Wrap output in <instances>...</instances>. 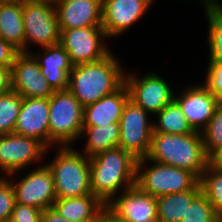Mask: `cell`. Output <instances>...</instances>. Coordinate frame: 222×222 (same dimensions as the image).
Listing matches in <instances>:
<instances>
[{
	"label": "cell",
	"instance_id": "e575fe53",
	"mask_svg": "<svg viewBox=\"0 0 222 222\" xmlns=\"http://www.w3.org/2000/svg\"><path fill=\"white\" fill-rule=\"evenodd\" d=\"M12 66H0V95L12 91Z\"/></svg>",
	"mask_w": 222,
	"mask_h": 222
},
{
	"label": "cell",
	"instance_id": "ac0fdd59",
	"mask_svg": "<svg viewBox=\"0 0 222 222\" xmlns=\"http://www.w3.org/2000/svg\"><path fill=\"white\" fill-rule=\"evenodd\" d=\"M55 7L60 30L102 25V0H58Z\"/></svg>",
	"mask_w": 222,
	"mask_h": 222
},
{
	"label": "cell",
	"instance_id": "2e32d148",
	"mask_svg": "<svg viewBox=\"0 0 222 222\" xmlns=\"http://www.w3.org/2000/svg\"><path fill=\"white\" fill-rule=\"evenodd\" d=\"M13 133L36 138L49 148V98L22 97Z\"/></svg>",
	"mask_w": 222,
	"mask_h": 222
},
{
	"label": "cell",
	"instance_id": "4dcf8cb0",
	"mask_svg": "<svg viewBox=\"0 0 222 222\" xmlns=\"http://www.w3.org/2000/svg\"><path fill=\"white\" fill-rule=\"evenodd\" d=\"M12 182L7 176L0 177V222H9L16 202Z\"/></svg>",
	"mask_w": 222,
	"mask_h": 222
},
{
	"label": "cell",
	"instance_id": "83f0119b",
	"mask_svg": "<svg viewBox=\"0 0 222 222\" xmlns=\"http://www.w3.org/2000/svg\"><path fill=\"white\" fill-rule=\"evenodd\" d=\"M21 104L22 96L13 90L0 95V135L13 133Z\"/></svg>",
	"mask_w": 222,
	"mask_h": 222
},
{
	"label": "cell",
	"instance_id": "6da1fadb",
	"mask_svg": "<svg viewBox=\"0 0 222 222\" xmlns=\"http://www.w3.org/2000/svg\"><path fill=\"white\" fill-rule=\"evenodd\" d=\"M122 69L112 53L96 62L74 65L67 89L85 107L113 94L125 84Z\"/></svg>",
	"mask_w": 222,
	"mask_h": 222
},
{
	"label": "cell",
	"instance_id": "1f68e13d",
	"mask_svg": "<svg viewBox=\"0 0 222 222\" xmlns=\"http://www.w3.org/2000/svg\"><path fill=\"white\" fill-rule=\"evenodd\" d=\"M204 85L213 93L219 103H222V63L209 62Z\"/></svg>",
	"mask_w": 222,
	"mask_h": 222
},
{
	"label": "cell",
	"instance_id": "9a60e30c",
	"mask_svg": "<svg viewBox=\"0 0 222 222\" xmlns=\"http://www.w3.org/2000/svg\"><path fill=\"white\" fill-rule=\"evenodd\" d=\"M113 198L106 207L119 219L127 222H143L147 219H158L157 198L142 191L134 185Z\"/></svg>",
	"mask_w": 222,
	"mask_h": 222
},
{
	"label": "cell",
	"instance_id": "30bf717a",
	"mask_svg": "<svg viewBox=\"0 0 222 222\" xmlns=\"http://www.w3.org/2000/svg\"><path fill=\"white\" fill-rule=\"evenodd\" d=\"M48 148L38 139L15 133L0 135V169L7 176L41 160Z\"/></svg>",
	"mask_w": 222,
	"mask_h": 222
},
{
	"label": "cell",
	"instance_id": "cb8c5ba5",
	"mask_svg": "<svg viewBox=\"0 0 222 222\" xmlns=\"http://www.w3.org/2000/svg\"><path fill=\"white\" fill-rule=\"evenodd\" d=\"M87 135L84 154L91 158L106 150L118 147L120 123L104 126H83L81 137Z\"/></svg>",
	"mask_w": 222,
	"mask_h": 222
},
{
	"label": "cell",
	"instance_id": "e0dca14e",
	"mask_svg": "<svg viewBox=\"0 0 222 222\" xmlns=\"http://www.w3.org/2000/svg\"><path fill=\"white\" fill-rule=\"evenodd\" d=\"M188 123L201 132L208 124L216 107L220 104L204 84L189 87L180 96L174 95Z\"/></svg>",
	"mask_w": 222,
	"mask_h": 222
},
{
	"label": "cell",
	"instance_id": "4316f807",
	"mask_svg": "<svg viewBox=\"0 0 222 222\" xmlns=\"http://www.w3.org/2000/svg\"><path fill=\"white\" fill-rule=\"evenodd\" d=\"M209 26V62L222 63V3L206 8Z\"/></svg>",
	"mask_w": 222,
	"mask_h": 222
},
{
	"label": "cell",
	"instance_id": "603a6c76",
	"mask_svg": "<svg viewBox=\"0 0 222 222\" xmlns=\"http://www.w3.org/2000/svg\"><path fill=\"white\" fill-rule=\"evenodd\" d=\"M202 192L200 182L191 190L157 197L159 222H181L192 201Z\"/></svg>",
	"mask_w": 222,
	"mask_h": 222
},
{
	"label": "cell",
	"instance_id": "7c38bea8",
	"mask_svg": "<svg viewBox=\"0 0 222 222\" xmlns=\"http://www.w3.org/2000/svg\"><path fill=\"white\" fill-rule=\"evenodd\" d=\"M16 203L44 210L56 200L53 175L45 164L28 173L22 180L12 183Z\"/></svg>",
	"mask_w": 222,
	"mask_h": 222
},
{
	"label": "cell",
	"instance_id": "d590c367",
	"mask_svg": "<svg viewBox=\"0 0 222 222\" xmlns=\"http://www.w3.org/2000/svg\"><path fill=\"white\" fill-rule=\"evenodd\" d=\"M42 222H72L62 217L53 207L42 210Z\"/></svg>",
	"mask_w": 222,
	"mask_h": 222
},
{
	"label": "cell",
	"instance_id": "484cf974",
	"mask_svg": "<svg viewBox=\"0 0 222 222\" xmlns=\"http://www.w3.org/2000/svg\"><path fill=\"white\" fill-rule=\"evenodd\" d=\"M202 193L212 204L218 219H222V168L207 165L199 179Z\"/></svg>",
	"mask_w": 222,
	"mask_h": 222
},
{
	"label": "cell",
	"instance_id": "d4e9b609",
	"mask_svg": "<svg viewBox=\"0 0 222 222\" xmlns=\"http://www.w3.org/2000/svg\"><path fill=\"white\" fill-rule=\"evenodd\" d=\"M156 115L158 123H153L154 133L186 135L195 132L174 99Z\"/></svg>",
	"mask_w": 222,
	"mask_h": 222
},
{
	"label": "cell",
	"instance_id": "7402d4cb",
	"mask_svg": "<svg viewBox=\"0 0 222 222\" xmlns=\"http://www.w3.org/2000/svg\"><path fill=\"white\" fill-rule=\"evenodd\" d=\"M22 0L0 4V38L24 52Z\"/></svg>",
	"mask_w": 222,
	"mask_h": 222
},
{
	"label": "cell",
	"instance_id": "8fae6325",
	"mask_svg": "<svg viewBox=\"0 0 222 222\" xmlns=\"http://www.w3.org/2000/svg\"><path fill=\"white\" fill-rule=\"evenodd\" d=\"M130 100L148 113L156 115L174 99V93L168 83L156 73L137 78L134 74H125Z\"/></svg>",
	"mask_w": 222,
	"mask_h": 222
},
{
	"label": "cell",
	"instance_id": "b9f144b4",
	"mask_svg": "<svg viewBox=\"0 0 222 222\" xmlns=\"http://www.w3.org/2000/svg\"><path fill=\"white\" fill-rule=\"evenodd\" d=\"M143 222H159L158 219H147V220H144Z\"/></svg>",
	"mask_w": 222,
	"mask_h": 222
},
{
	"label": "cell",
	"instance_id": "ffe728a7",
	"mask_svg": "<svg viewBox=\"0 0 222 222\" xmlns=\"http://www.w3.org/2000/svg\"><path fill=\"white\" fill-rule=\"evenodd\" d=\"M129 99V92L124 84L113 94L86 105L83 107V126H104L120 123L124 106Z\"/></svg>",
	"mask_w": 222,
	"mask_h": 222
},
{
	"label": "cell",
	"instance_id": "60d3db41",
	"mask_svg": "<svg viewBox=\"0 0 222 222\" xmlns=\"http://www.w3.org/2000/svg\"><path fill=\"white\" fill-rule=\"evenodd\" d=\"M18 0H0V4H6V3H11V2H15Z\"/></svg>",
	"mask_w": 222,
	"mask_h": 222
},
{
	"label": "cell",
	"instance_id": "9c48e42d",
	"mask_svg": "<svg viewBox=\"0 0 222 222\" xmlns=\"http://www.w3.org/2000/svg\"><path fill=\"white\" fill-rule=\"evenodd\" d=\"M105 38L107 35L101 26H90L60 30L59 43L69 54L71 63L78 65L96 62L108 56L110 50L102 43Z\"/></svg>",
	"mask_w": 222,
	"mask_h": 222
},
{
	"label": "cell",
	"instance_id": "7a4b0ae2",
	"mask_svg": "<svg viewBox=\"0 0 222 222\" xmlns=\"http://www.w3.org/2000/svg\"><path fill=\"white\" fill-rule=\"evenodd\" d=\"M136 163L129 152L112 148L90 158V187L92 194L105 206L122 189L136 183Z\"/></svg>",
	"mask_w": 222,
	"mask_h": 222
},
{
	"label": "cell",
	"instance_id": "f35d334b",
	"mask_svg": "<svg viewBox=\"0 0 222 222\" xmlns=\"http://www.w3.org/2000/svg\"><path fill=\"white\" fill-rule=\"evenodd\" d=\"M204 1V9L209 8L211 6L217 5L221 2H218V0H203Z\"/></svg>",
	"mask_w": 222,
	"mask_h": 222
},
{
	"label": "cell",
	"instance_id": "52a82bcc",
	"mask_svg": "<svg viewBox=\"0 0 222 222\" xmlns=\"http://www.w3.org/2000/svg\"><path fill=\"white\" fill-rule=\"evenodd\" d=\"M22 13L25 53L31 52L27 50L31 43L42 48L59 43L60 28L55 4L22 0Z\"/></svg>",
	"mask_w": 222,
	"mask_h": 222
},
{
	"label": "cell",
	"instance_id": "4fadbf2b",
	"mask_svg": "<svg viewBox=\"0 0 222 222\" xmlns=\"http://www.w3.org/2000/svg\"><path fill=\"white\" fill-rule=\"evenodd\" d=\"M11 68L12 90L22 97L49 98L54 93L31 53L20 52Z\"/></svg>",
	"mask_w": 222,
	"mask_h": 222
},
{
	"label": "cell",
	"instance_id": "277c9868",
	"mask_svg": "<svg viewBox=\"0 0 222 222\" xmlns=\"http://www.w3.org/2000/svg\"><path fill=\"white\" fill-rule=\"evenodd\" d=\"M55 159L46 164L55 184L56 199L92 194L90 187V158L61 146Z\"/></svg>",
	"mask_w": 222,
	"mask_h": 222
},
{
	"label": "cell",
	"instance_id": "44dd1931",
	"mask_svg": "<svg viewBox=\"0 0 222 222\" xmlns=\"http://www.w3.org/2000/svg\"><path fill=\"white\" fill-rule=\"evenodd\" d=\"M52 207L72 222H98L105 205L93 194L73 198L56 199Z\"/></svg>",
	"mask_w": 222,
	"mask_h": 222
},
{
	"label": "cell",
	"instance_id": "ba28073f",
	"mask_svg": "<svg viewBox=\"0 0 222 222\" xmlns=\"http://www.w3.org/2000/svg\"><path fill=\"white\" fill-rule=\"evenodd\" d=\"M147 118V111L130 99L126 102L120 119L118 147L129 152L137 160L145 158L151 146L154 122Z\"/></svg>",
	"mask_w": 222,
	"mask_h": 222
},
{
	"label": "cell",
	"instance_id": "ab89813d",
	"mask_svg": "<svg viewBox=\"0 0 222 222\" xmlns=\"http://www.w3.org/2000/svg\"><path fill=\"white\" fill-rule=\"evenodd\" d=\"M29 1L49 2V3L55 4L58 0H29Z\"/></svg>",
	"mask_w": 222,
	"mask_h": 222
},
{
	"label": "cell",
	"instance_id": "d6986e66",
	"mask_svg": "<svg viewBox=\"0 0 222 222\" xmlns=\"http://www.w3.org/2000/svg\"><path fill=\"white\" fill-rule=\"evenodd\" d=\"M46 52L41 56L30 52L41 68L42 75L54 91L66 90L68 88V79L73 64L71 63L69 54L64 47L58 43L55 45L44 47ZM37 55V56H36Z\"/></svg>",
	"mask_w": 222,
	"mask_h": 222
},
{
	"label": "cell",
	"instance_id": "8d00e7d4",
	"mask_svg": "<svg viewBox=\"0 0 222 222\" xmlns=\"http://www.w3.org/2000/svg\"><path fill=\"white\" fill-rule=\"evenodd\" d=\"M98 222H127L119 219L115 214H113L106 206L101 210Z\"/></svg>",
	"mask_w": 222,
	"mask_h": 222
},
{
	"label": "cell",
	"instance_id": "5b68a950",
	"mask_svg": "<svg viewBox=\"0 0 222 222\" xmlns=\"http://www.w3.org/2000/svg\"><path fill=\"white\" fill-rule=\"evenodd\" d=\"M82 129L83 106L68 89L54 91L49 97V148L52 143L69 146Z\"/></svg>",
	"mask_w": 222,
	"mask_h": 222
},
{
	"label": "cell",
	"instance_id": "f546056e",
	"mask_svg": "<svg viewBox=\"0 0 222 222\" xmlns=\"http://www.w3.org/2000/svg\"><path fill=\"white\" fill-rule=\"evenodd\" d=\"M217 219L212 204L201 192L187 208L181 222H215Z\"/></svg>",
	"mask_w": 222,
	"mask_h": 222
},
{
	"label": "cell",
	"instance_id": "836d02e7",
	"mask_svg": "<svg viewBox=\"0 0 222 222\" xmlns=\"http://www.w3.org/2000/svg\"><path fill=\"white\" fill-rule=\"evenodd\" d=\"M20 51L0 38V66H12Z\"/></svg>",
	"mask_w": 222,
	"mask_h": 222
},
{
	"label": "cell",
	"instance_id": "7bdbcfd3",
	"mask_svg": "<svg viewBox=\"0 0 222 222\" xmlns=\"http://www.w3.org/2000/svg\"><path fill=\"white\" fill-rule=\"evenodd\" d=\"M215 222H222V219H217Z\"/></svg>",
	"mask_w": 222,
	"mask_h": 222
},
{
	"label": "cell",
	"instance_id": "74e56055",
	"mask_svg": "<svg viewBox=\"0 0 222 222\" xmlns=\"http://www.w3.org/2000/svg\"><path fill=\"white\" fill-rule=\"evenodd\" d=\"M209 165L222 168V145L209 156Z\"/></svg>",
	"mask_w": 222,
	"mask_h": 222
},
{
	"label": "cell",
	"instance_id": "8992f818",
	"mask_svg": "<svg viewBox=\"0 0 222 222\" xmlns=\"http://www.w3.org/2000/svg\"><path fill=\"white\" fill-rule=\"evenodd\" d=\"M145 162L146 157L137 160L135 185L156 198L167 194L186 192L199 182V179L188 170L155 161H152L154 162L152 167L144 170Z\"/></svg>",
	"mask_w": 222,
	"mask_h": 222
},
{
	"label": "cell",
	"instance_id": "5bb4252c",
	"mask_svg": "<svg viewBox=\"0 0 222 222\" xmlns=\"http://www.w3.org/2000/svg\"><path fill=\"white\" fill-rule=\"evenodd\" d=\"M154 0H102V25L107 37L124 33L139 21Z\"/></svg>",
	"mask_w": 222,
	"mask_h": 222
},
{
	"label": "cell",
	"instance_id": "3957f363",
	"mask_svg": "<svg viewBox=\"0 0 222 222\" xmlns=\"http://www.w3.org/2000/svg\"><path fill=\"white\" fill-rule=\"evenodd\" d=\"M202 133H153L146 160L174 166L192 172L198 179L209 164Z\"/></svg>",
	"mask_w": 222,
	"mask_h": 222
},
{
	"label": "cell",
	"instance_id": "d6a6232c",
	"mask_svg": "<svg viewBox=\"0 0 222 222\" xmlns=\"http://www.w3.org/2000/svg\"><path fill=\"white\" fill-rule=\"evenodd\" d=\"M9 222H42V210L15 202Z\"/></svg>",
	"mask_w": 222,
	"mask_h": 222
},
{
	"label": "cell",
	"instance_id": "f1b7e54d",
	"mask_svg": "<svg viewBox=\"0 0 222 222\" xmlns=\"http://www.w3.org/2000/svg\"><path fill=\"white\" fill-rule=\"evenodd\" d=\"M204 150L209 157L222 145V103H220L210 118L207 126L201 131Z\"/></svg>",
	"mask_w": 222,
	"mask_h": 222
}]
</instances>
